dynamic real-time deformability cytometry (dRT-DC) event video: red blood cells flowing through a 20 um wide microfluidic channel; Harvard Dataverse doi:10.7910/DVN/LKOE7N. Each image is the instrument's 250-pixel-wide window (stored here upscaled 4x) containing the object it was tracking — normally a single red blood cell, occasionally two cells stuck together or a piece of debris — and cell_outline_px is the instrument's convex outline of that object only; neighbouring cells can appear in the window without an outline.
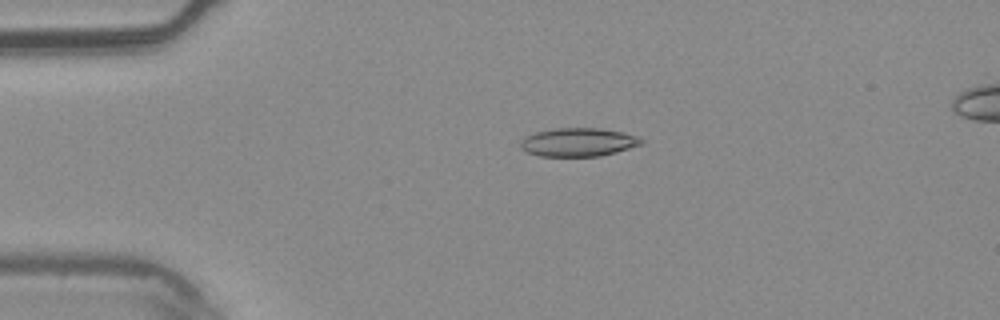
{"species": "common noctule bat (a hibernating species)", "species_latin": "Nyctalus noctula", "temperature_condition": "warm", "stored_images_in_passage": 5, "camera_frame_rate_fps": 3000, "um_per_image_px": 0.085, "animal": {"sex": "male", "body_mass_g": 20.4}, "frame": {"image": 1, "passage_image": 3, "time_ms": 0.667, "image_size_px": [1000, 320], "cell_outline_px": [[644, 144], [616, 152], [600, 156], [540, 156], [528, 152], [520, 148], [520, 140], [536, 132], [556, 128], [600, 128], [624, 132], [640, 136], [644, 140]], "centroid_in_image_um": [49.21, 12.08], "position_along_channel_um": 35.8, "area_um2": 20.17}}